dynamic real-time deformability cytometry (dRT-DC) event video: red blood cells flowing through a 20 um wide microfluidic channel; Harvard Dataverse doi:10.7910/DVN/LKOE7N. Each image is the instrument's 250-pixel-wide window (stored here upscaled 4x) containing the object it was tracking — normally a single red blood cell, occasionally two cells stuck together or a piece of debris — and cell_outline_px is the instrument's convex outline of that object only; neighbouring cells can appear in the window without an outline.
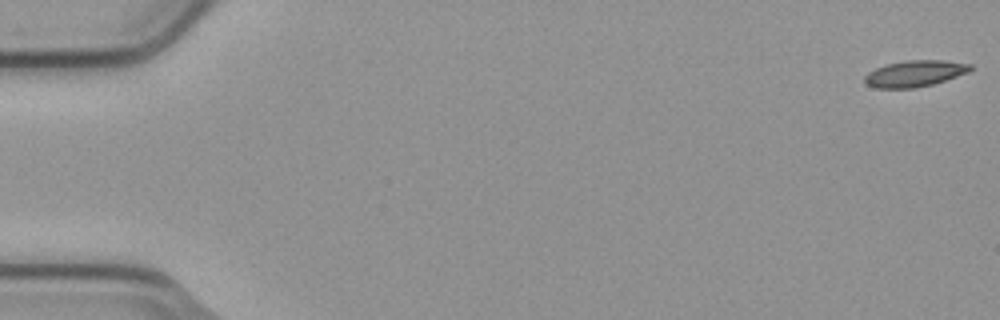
{"species": "common noctule bat (a hibernating species)", "species_latin": "Nyctalus noctula", "temperature_condition": "cold", "stored_images_in_passage": 4, "camera_frame_rate_fps": 3000, "um_per_image_px": 0.085, "animal": {"sex": "male", "body_mass_g": 23.1, "forearm_length_mm": 52.7}, "frame": {"image": 1, "passage_image": 1, "time_ms": 0.0, "image_size_px": [1000, 320], "cell_outline_px": [[972, 68], [968, 72], [932, 84], [916, 88], [876, 88], [868, 84], [864, 80], [864, 76], [868, 72], [876, 68], [888, 64], [904, 60], [944, 60], [972, 64]], "centroid_in_image_um": [77.75, 6.24], "position_along_channel_um": 7.2, "area_um2": 16.07}}
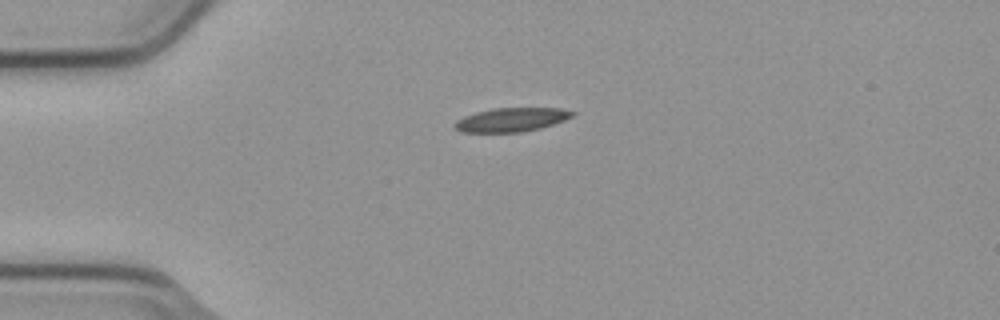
{"frame": {"image": 2, "passage_image": 3, "time_ms": 0.667, "image_size_px": [1000, 320], "cell_outline_px": [[576, 112], [572, 116], [564, 120], [540, 128], [520, 132], [460, 132], [452, 124], [456, 120], [464, 116], [476, 112], [492, 108], [560, 108]], "centroid_in_image_um": [43.43, 10.17], "position_along_channel_um": 41.6, "area_um2": 16.3}}